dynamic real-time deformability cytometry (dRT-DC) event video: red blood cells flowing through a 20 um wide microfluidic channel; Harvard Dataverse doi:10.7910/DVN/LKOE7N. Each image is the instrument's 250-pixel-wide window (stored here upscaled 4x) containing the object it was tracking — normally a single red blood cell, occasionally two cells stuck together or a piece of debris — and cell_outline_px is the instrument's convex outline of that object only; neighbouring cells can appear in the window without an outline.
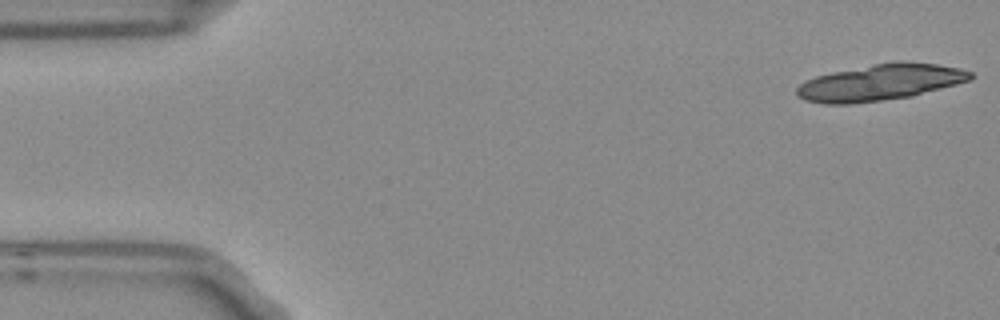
{"species": "Egyptian fruit bat (a non-hibernating species)", "species_latin": "Rousettus aegyptiacus", "temperature_condition": "room temperature", "stored_images_in_passage": 4, "camera_frame_rate_fps": 3000, "um_per_image_px": 0.085, "frame": {"image": 1, "passage_image": 1, "time_ms": 0.0, "image_size_px": [1000, 320], "cell_outline_px": [[972, 80], [912, 96], [848, 104], [824, 104], [804, 100], [796, 96], [796, 88], [800, 84], [816, 76], [832, 72], [896, 60], [900, 60], [936, 64], [960, 68], [972, 72]], "centroid_in_image_um": [74.83, 7.0], "position_along_channel_um": 10.2, "area_um2": 36.65}}